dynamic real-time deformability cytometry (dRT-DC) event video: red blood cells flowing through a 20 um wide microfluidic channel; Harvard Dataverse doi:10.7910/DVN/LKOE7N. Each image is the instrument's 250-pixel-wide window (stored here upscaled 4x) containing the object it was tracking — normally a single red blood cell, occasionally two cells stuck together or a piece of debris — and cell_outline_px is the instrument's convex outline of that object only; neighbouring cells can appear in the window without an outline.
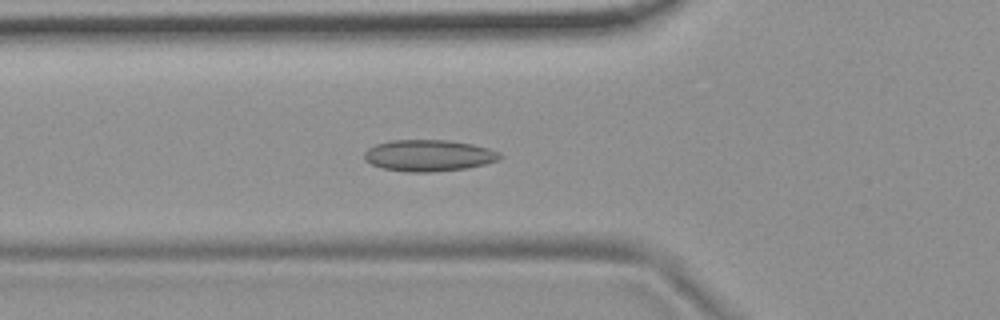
{"species": "common noctule bat (a hibernating species)", "species_latin": "Nyctalus noctula", "temperature_condition": "room temperature", "stored_images_in_passage": 50, "camera_frame_rate_fps": 3000, "um_per_image_px": 0.085, "animal": {"sex": "female", "body_mass_g": 19.9}, "frame": {"image": 1, "passage_image": 15, "time_ms": 4.667, "image_size_px": [1000, 320], "cell_outline_px": [[504, 156], [500, 160], [468, 168], [432, 172], [408, 172], [380, 168], [364, 160], [364, 152], [368, 148], [376, 144], [392, 140], [448, 140], [472, 144], [488, 148], [500, 152]], "centroid_in_image_um": [36.45, 13.22], "position_along_channel_um": 89.3, "area_um2": 25.09}}
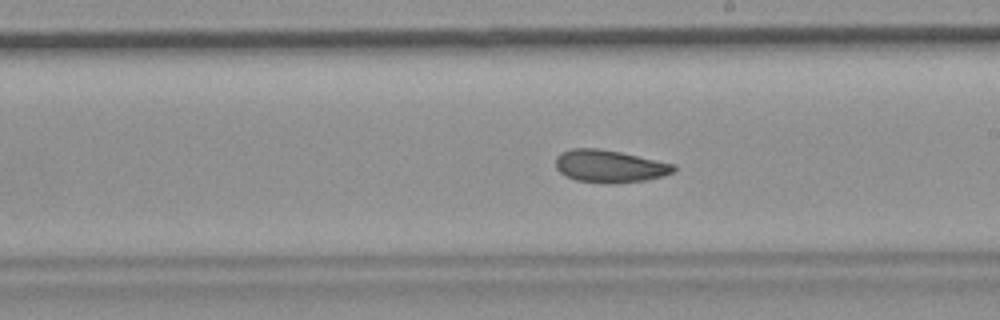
{"frame": {"image": 2, "passage_image": 27, "time_ms": 8.667, "image_size_px": [1000, 320], "cell_outline_px": [[676, 168], [672, 172], [664, 176], [644, 180], [616, 184], [608, 184], [576, 180], [564, 176], [556, 168], [556, 156], [560, 152], [572, 148], [596, 148], [620, 152], [676, 164]], "centroid_in_image_um": [51.8, 14.13], "position_along_channel_um": 237.2, "area_um2": 22.54}}
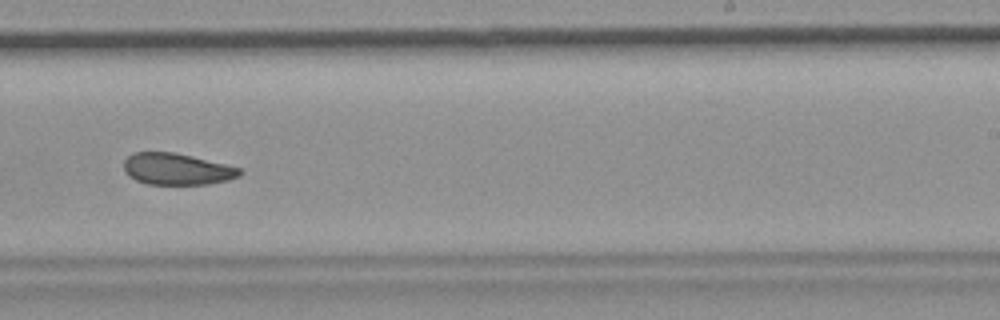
{"frame": {"image": 3, "passage_image": 30, "time_ms": 9.667, "image_size_px": [1000, 320], "cell_outline_px": [[244, 172], [240, 176], [228, 180], [208, 184], [144, 184], [128, 176], [124, 172], [124, 160], [132, 152], [172, 152], [192, 156], [240, 168]], "centroid_in_image_um": [15.01, 14.37], "position_along_channel_um": 274.0, "area_um2": 21.39}, "authors_computed_cell_mechanics": {"area_um2": 22.9466, "velocity_mm_per_s": 3.6973, "shape_relaxation_time_tau1_ms": null, "shape_relaxation_time_tau2_ms": 2.9829, "deformation_change_tau1": null, "deformation_change_tau2": 0.0794}}